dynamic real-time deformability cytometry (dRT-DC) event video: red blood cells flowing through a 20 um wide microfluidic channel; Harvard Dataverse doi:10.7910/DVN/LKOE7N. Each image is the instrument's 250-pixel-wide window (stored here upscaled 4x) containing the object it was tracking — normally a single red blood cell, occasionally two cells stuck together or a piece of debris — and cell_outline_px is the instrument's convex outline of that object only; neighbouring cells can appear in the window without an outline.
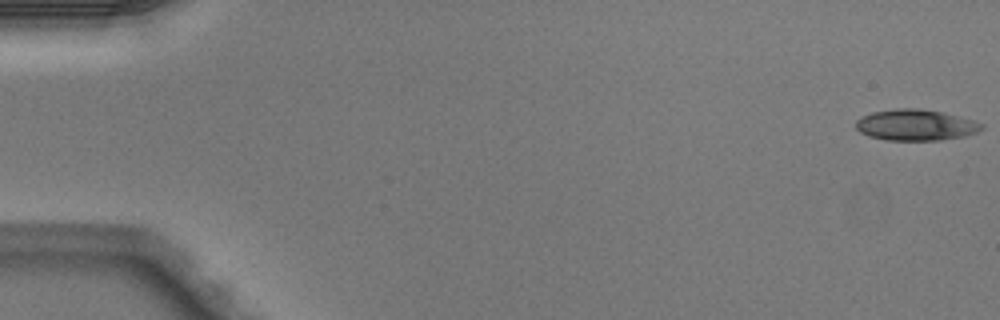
{"species": "Egyptian fruit bat (a non-hibernating species)", "species_latin": "Rousettus aegyptiacus", "temperature_condition": "warm", "stored_images_in_passage": 6, "segment_of_instrument_passage": [2, 2], "camera_frame_rate_fps": 3000, "um_per_image_px": 0.085, "animal": {"sex": "male"}, "frame": {"image": 1, "passage_image": 6, "time_ms": 1.667, "image_size_px": [1000, 320], "cell_outline_px": [[984, 128], [976, 132], [964, 136], [940, 140], [888, 140], [868, 136], [860, 132], [856, 128], [856, 120], [872, 112], [896, 108], [916, 108], [940, 112], [972, 120], [984, 124]], "centroid_in_image_um": [77.81, 10.63], "position_along_channel_um": 7.2, "area_um2": 22.54}}